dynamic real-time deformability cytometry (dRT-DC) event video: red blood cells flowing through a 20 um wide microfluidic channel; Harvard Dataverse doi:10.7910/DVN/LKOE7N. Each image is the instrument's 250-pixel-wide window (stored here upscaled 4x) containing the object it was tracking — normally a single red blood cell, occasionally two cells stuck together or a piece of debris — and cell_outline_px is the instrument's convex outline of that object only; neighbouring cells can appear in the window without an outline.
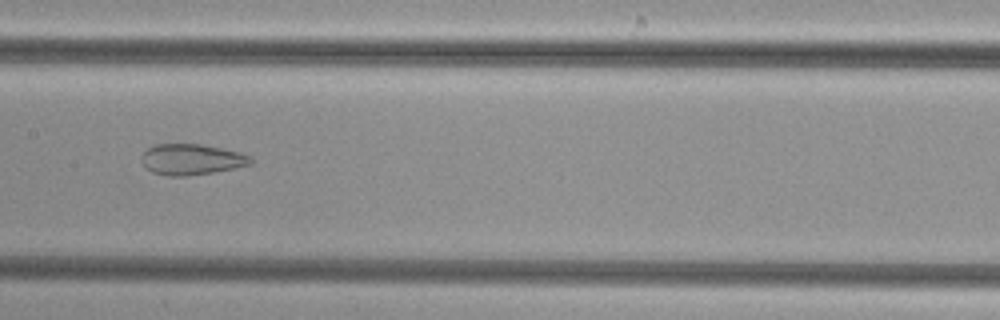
{"species": "common noctule bat (a hibernating species)", "species_latin": "Nyctalus noctula", "temperature_condition": "cold", "stored_images_in_passage": 35, "camera_frame_rate_fps": 3000, "um_per_image_px": 0.085, "animal": {"sex": "female", "body_mass_g": 29.2, "forearm_length_mm": 56.3}, "frame": {"image": 1, "passage_image": 10, "time_ms": 3.0, "image_size_px": [1000, 320], "cell_outline_px": [[252, 164], [212, 172], [188, 176], [168, 176], [152, 172], [144, 168], [140, 160], [140, 156], [148, 148], [156, 144], [200, 144], [240, 152], [252, 156]], "centroid_in_image_um": [16.23, 13.55], "position_along_channel_um": 191.2, "area_um2": 19.71}}
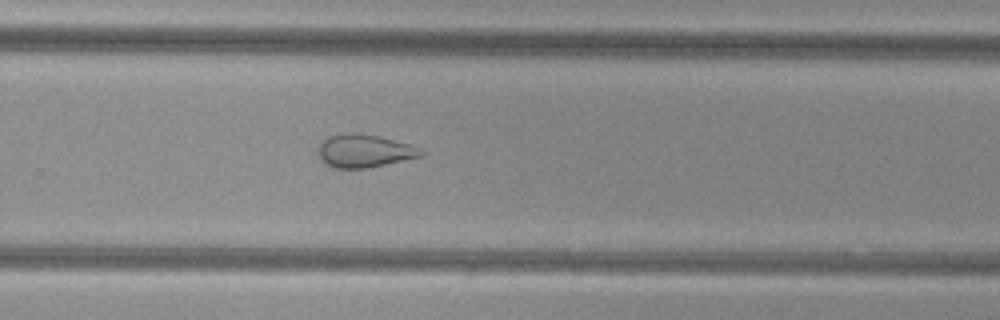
{"frame": {"image": 2, "passage_image": 18, "time_ms": 5.667, "image_size_px": [1000, 320], "cell_outline_px": [[428, 152], [420, 156], [368, 168], [332, 168], [320, 160], [316, 148], [328, 136], [348, 132], [352, 132], [380, 136], [412, 144]], "centroid_in_image_um": [30.96, 12.82], "position_along_channel_um": 298.8, "area_um2": 20.06}}
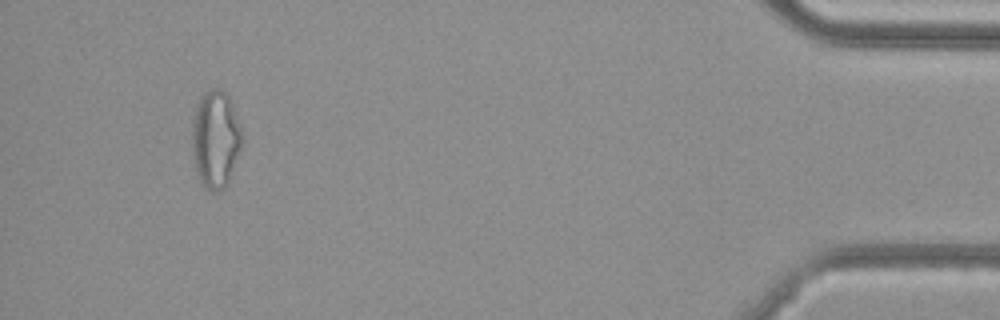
{"frame": {"image": 3, "passage_image": 32, "time_ms": 10.333, "image_size_px": [1000, 320], "cell_outline_px": [[244, 140], [228, 184], [224, 188], [216, 192], [212, 192], [200, 184], [196, 176], [192, 156], [192, 124], [196, 104], [204, 92], [212, 88], [216, 88], [224, 92], [228, 96], [232, 104], [240, 124], [244, 136]], "centroid_in_image_um": [18.31, 11.88], "position_along_channel_um": 416.9, "area_um2": 29.07}}